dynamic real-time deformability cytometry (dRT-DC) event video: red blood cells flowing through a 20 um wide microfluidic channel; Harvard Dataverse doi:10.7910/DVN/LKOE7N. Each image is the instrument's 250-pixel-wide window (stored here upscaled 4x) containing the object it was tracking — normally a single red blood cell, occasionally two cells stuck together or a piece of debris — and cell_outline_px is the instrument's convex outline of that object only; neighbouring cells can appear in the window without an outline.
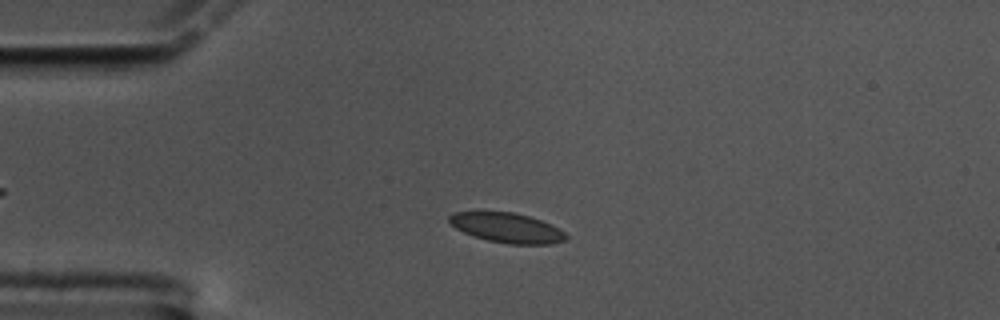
{"species": "common noctule bat (a hibernating species)", "species_latin": "Nyctalus noctula", "temperature_condition": "cold", "stored_images_in_passage": 51, "camera_frame_rate_fps": 3000, "um_per_image_px": 0.085, "animal": {"sex": "male", "body_mass_g": 17.5, "forearm_length_mm": 52.3}, "frame": {"image": 1, "passage_image": 11, "time_ms": 3.333, "image_size_px": [1000, 320], "cell_outline_px": [[568, 240], [552, 244], [508, 244], [488, 240], [472, 236], [456, 228], [448, 220], [448, 216], [452, 212], [512, 212], [528, 216], [540, 220], [564, 232], [568, 236]], "centroid_in_image_um": [43.08, 19.37], "position_along_channel_um": 41.9, "area_um2": 20.11}}
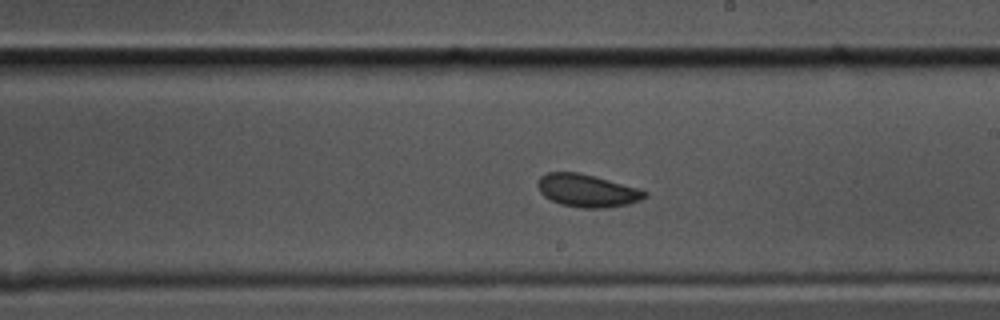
{"frame": {"image": 2, "passage_image": 31, "time_ms": 10.0, "image_size_px": [1000, 320], "cell_outline_px": [[648, 196], [640, 200], [628, 204], [608, 208], [580, 208], [560, 204], [544, 196], [540, 192], [536, 184], [536, 180], [540, 176], [548, 172], [580, 172], [596, 176], [640, 188], [648, 192]], "centroid_in_image_um": [49.91, 16.19], "position_along_channel_um": 239.1, "area_um2": 20.81}}
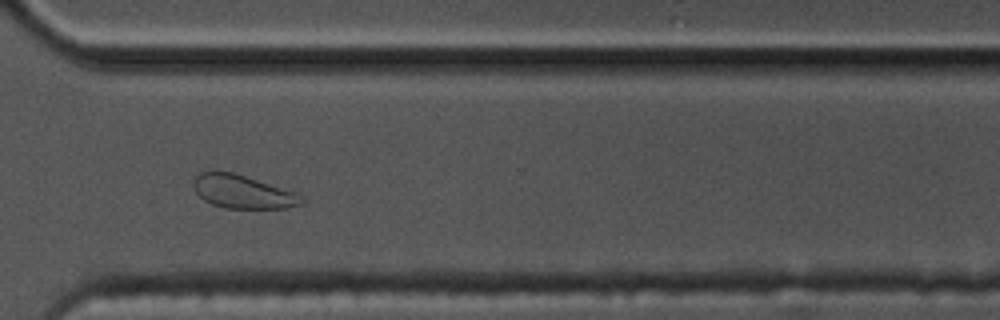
{"frame": {"image": 3, "passage_image": 41, "time_ms": 13.333, "image_size_px": [1000, 320], "cell_outline_px": [[304, 200], [300, 204], [284, 208], [224, 208], [212, 204], [204, 200], [196, 192], [192, 184], [196, 176], [200, 172], [216, 168], [232, 172], [292, 192]], "centroid_in_image_um": [20.49, 16.27], "position_along_channel_um": 350.1, "area_um2": 20.69}, "authors_computed_cell_mechanics": {"area_um2": 20.6924, "velocity_mm_per_s": 3.3138, "shape_relaxation_time_tau1_ms": null, "shape_relaxation_time_tau2_ms": 3.6416, "deformation_change_tau1": null, "deformation_change_tau2": 0.0665}}